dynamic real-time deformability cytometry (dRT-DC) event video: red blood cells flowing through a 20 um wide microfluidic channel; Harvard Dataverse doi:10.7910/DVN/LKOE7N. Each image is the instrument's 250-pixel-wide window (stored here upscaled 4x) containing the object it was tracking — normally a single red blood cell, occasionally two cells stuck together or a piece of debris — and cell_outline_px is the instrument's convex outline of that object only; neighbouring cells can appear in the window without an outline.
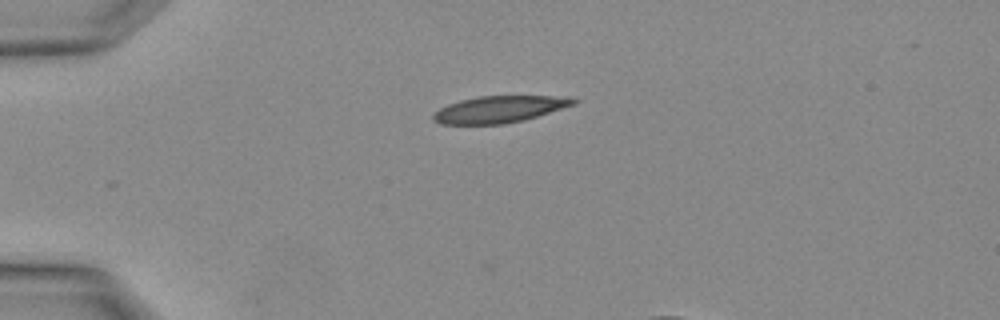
{"species": "Egyptian fruit bat (a non-hibernating species)", "species_latin": "Rousettus aegyptiacus", "temperature_condition": "warm", "stored_images_in_passage": 2, "camera_frame_rate_fps": 3000, "um_per_image_px": 0.085, "animal": {"sex": "female"}, "frame": {"image": 1, "passage_image": 2, "time_ms": 0.333, "image_size_px": [1000, 320], "cell_outline_px": [[580, 100], [576, 104], [524, 120], [504, 124], [440, 124], [432, 120], [432, 116], [440, 108], [448, 104], [460, 100], [480, 96], [568, 96]], "centroid_in_image_um": [42.48, 9.28], "position_along_channel_um": 42.5, "area_um2": 21.91}}